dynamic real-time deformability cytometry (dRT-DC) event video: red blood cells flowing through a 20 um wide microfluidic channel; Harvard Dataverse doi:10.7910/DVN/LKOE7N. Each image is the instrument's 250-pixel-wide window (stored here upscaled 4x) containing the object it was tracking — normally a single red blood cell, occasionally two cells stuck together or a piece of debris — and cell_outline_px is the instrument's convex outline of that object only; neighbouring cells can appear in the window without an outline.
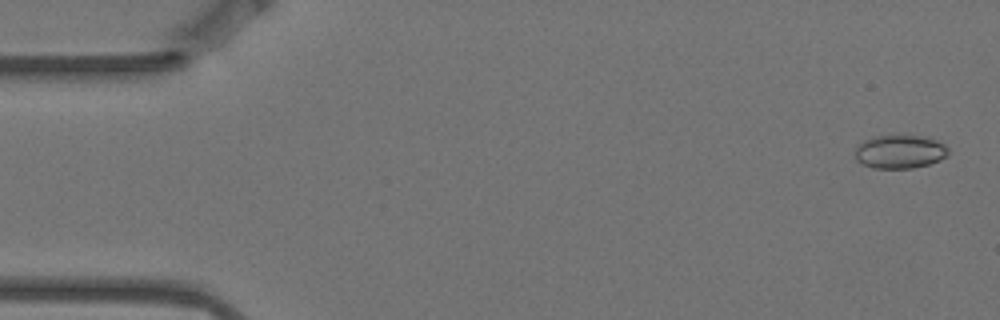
{"species": "Egyptian fruit bat (a non-hibernating species)", "species_latin": "Rousettus aegyptiacus", "temperature_condition": "warm", "stored_images_in_passage": 5, "camera_frame_rate_fps": 3000, "um_per_image_px": 0.085, "animal": {"sex": "female"}, "frame": {"image": 1, "passage_image": 1, "time_ms": 0.0, "image_size_px": [1000, 320], "cell_outline_px": [[948, 156], [940, 160], [928, 164], [912, 168], [872, 168], [856, 160], [856, 144], [872, 136], [924, 136], [936, 140], [944, 144], [948, 148]], "centroid_in_image_um": [76.48, 12.89], "position_along_channel_um": 8.5, "area_um2": 18.21}}